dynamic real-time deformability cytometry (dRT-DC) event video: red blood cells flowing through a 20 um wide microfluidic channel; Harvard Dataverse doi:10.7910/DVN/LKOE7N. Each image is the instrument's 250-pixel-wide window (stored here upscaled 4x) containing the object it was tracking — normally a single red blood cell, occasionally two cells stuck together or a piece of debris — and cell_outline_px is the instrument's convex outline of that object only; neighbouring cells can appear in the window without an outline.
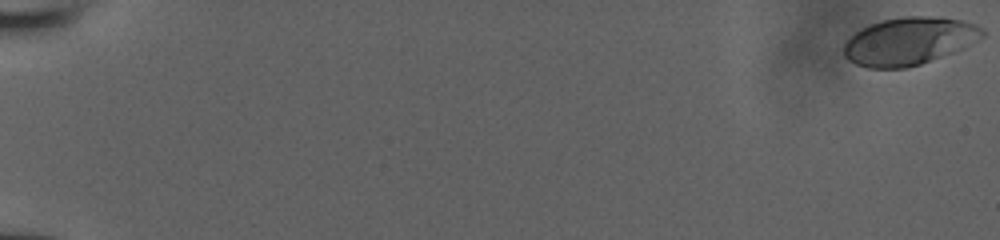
{"species": "human", "species_latin": "Homo sapiens", "temperature_condition": "room temperature", "stored_images_in_passage": 38, "camera_frame_rate_fps": 3000, "um_per_image_px": 0.085, "donor": {"sex": "male"}, "frame": {"image": 1, "passage_image": 1, "time_ms": 0.0, "image_size_px": [1000, 240], "cell_outline_px": [[984, 36], [952, 52], [920, 64], [904, 68], [868, 68], [856, 64], [848, 60], [844, 56], [844, 44], [860, 28], [884, 20], [904, 16], [940, 16], [964, 20], [976, 24], [984, 32]], "centroid_in_image_um": [77.26, 3.48], "position_along_channel_um": 7.7, "area_um2": 38.15}}
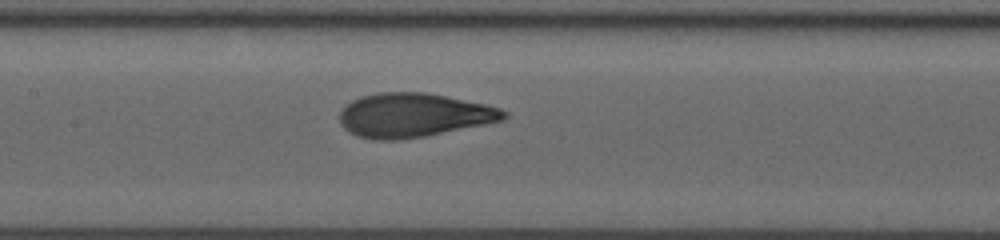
{"frame": {"image": 2, "passage_image": 22, "time_ms": 7.0, "image_size_px": [1000, 240], "cell_outline_px": [[508, 116], [504, 120], [424, 136], [400, 140], [372, 140], [348, 132], [340, 124], [340, 112], [352, 100], [360, 96], [376, 92], [424, 92], [484, 104], [500, 108], [508, 112]], "centroid_in_image_um": [35.13, 9.79], "position_along_channel_um": 172.3, "area_um2": 41.91}}
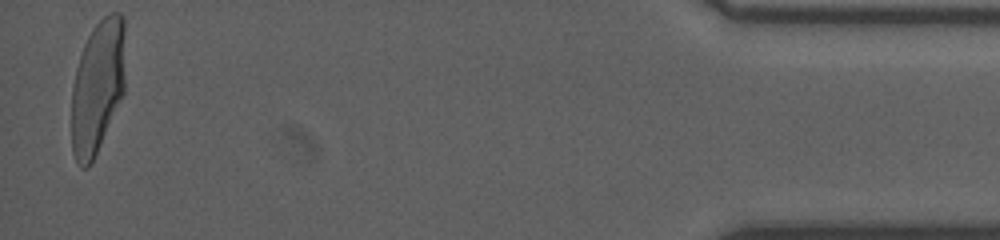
{"frame": {"image": 3, "passage_image": 38, "time_ms": 12.333, "image_size_px": [1000, 240], "cell_outline_px": [[124, 92], [96, 152], [92, 160], [84, 168], [80, 168], [72, 152], [72, 88], [76, 68], [84, 44], [88, 36], [96, 24], [108, 12], [120, 12], [124, 16]], "centroid_in_image_um": [8.29, 7.31], "position_along_channel_um": 426.9, "area_um2": 41.38}}